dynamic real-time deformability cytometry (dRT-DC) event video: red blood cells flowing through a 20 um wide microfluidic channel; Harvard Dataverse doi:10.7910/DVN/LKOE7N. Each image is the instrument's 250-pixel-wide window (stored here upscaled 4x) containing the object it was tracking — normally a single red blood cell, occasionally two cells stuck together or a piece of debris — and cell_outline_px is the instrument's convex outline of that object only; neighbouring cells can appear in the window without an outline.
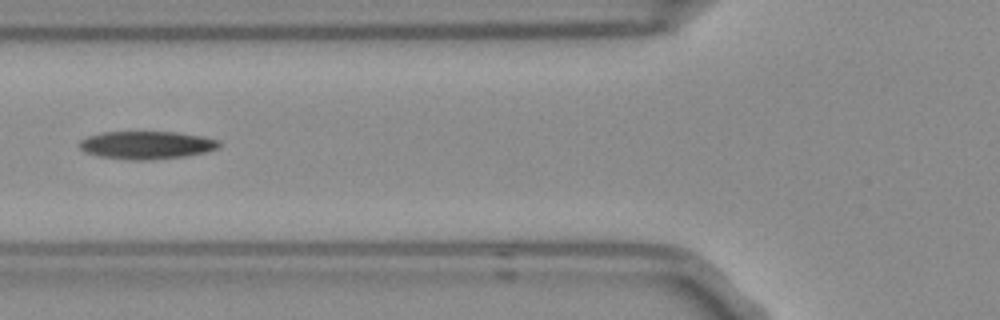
{"species": "Egyptian fruit bat (a non-hibernating species)", "species_latin": "Rousettus aegyptiacus", "temperature_condition": "room temperature", "stored_images_in_passage": 4, "camera_frame_rate_fps": 3000, "um_per_image_px": 0.085, "frame": {"image": 1, "passage_image": 4, "time_ms": 1.0, "image_size_px": [1000, 320], "cell_outline_px": [[220, 144], [216, 148], [204, 152], [184, 156], [152, 160], [132, 160], [100, 156], [88, 152], [80, 148], [80, 140], [88, 136], [104, 132], [176, 132], [204, 136], [220, 140]], "centroid_in_image_um": [12.49, 12.32], "position_along_channel_um": 113.3, "area_um2": 22.48}}